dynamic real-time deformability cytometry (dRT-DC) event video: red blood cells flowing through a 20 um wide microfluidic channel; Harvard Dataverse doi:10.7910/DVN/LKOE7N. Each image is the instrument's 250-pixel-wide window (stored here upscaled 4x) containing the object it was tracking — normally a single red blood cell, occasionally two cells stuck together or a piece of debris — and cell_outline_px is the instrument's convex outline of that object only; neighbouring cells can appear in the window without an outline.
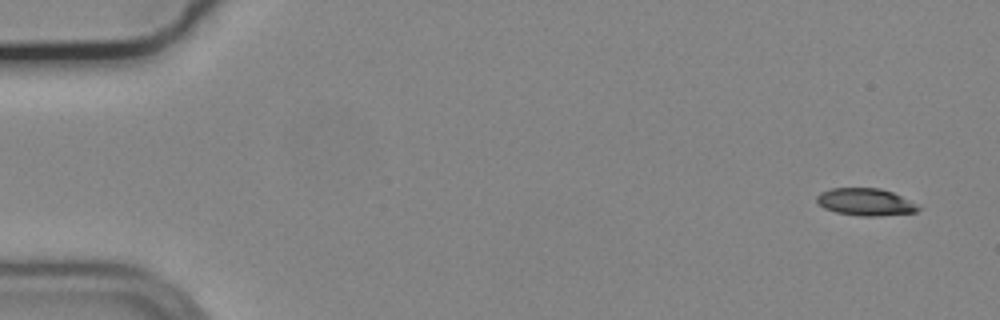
{"species": "common noctule bat (a hibernating species)", "species_latin": "Nyctalus noctula", "temperature_condition": "cold", "stored_images_in_passage": 53, "camera_frame_rate_fps": 3000, "um_per_image_px": 0.085, "animal": {"sex": "male", "body_mass_g": 19.2, "forearm_length_mm": 51.8}, "frame": {"image": 1, "passage_image": 1, "time_ms": 0.0, "image_size_px": [1000, 320], "cell_outline_px": [[920, 208], [916, 212], [876, 216], [860, 216], [836, 212], [824, 208], [816, 204], [816, 196], [820, 192], [832, 188], [880, 188], [892, 192], [916, 204]], "centroid_in_image_um": [73.5, 17.16], "position_along_channel_um": 11.5, "area_um2": 16.07}}
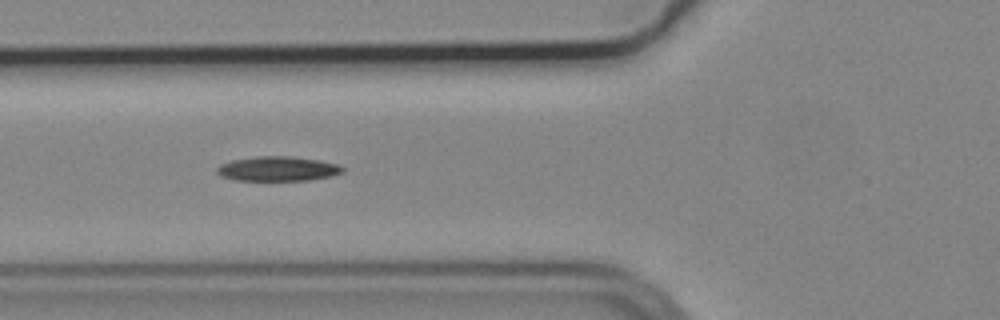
{"frame": {"image": 2, "passage_image": 19, "time_ms": 6.0, "image_size_px": [1000, 320], "cell_outline_px": [[344, 172], [332, 176], [308, 180], [232, 180], [220, 176], [216, 172], [216, 168], [220, 164], [232, 160], [256, 156], [292, 156], [320, 160], [336, 164], [344, 168]], "centroid_in_image_um": [23.58, 14.34], "position_along_channel_um": 102.2, "area_um2": 18.15}}
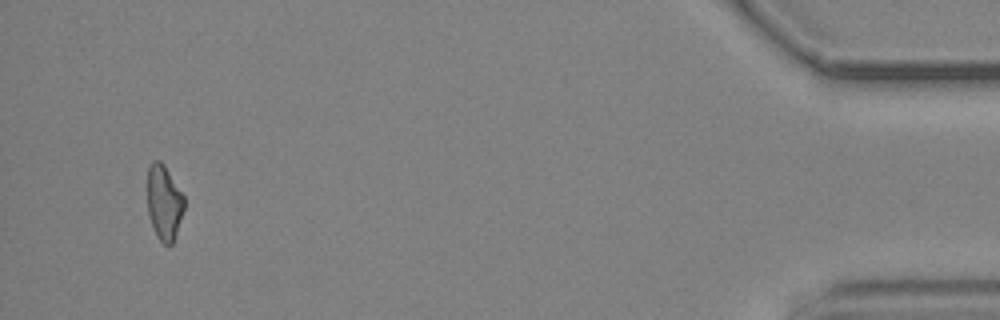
{"frame": {"image": 3, "passage_image": 51, "time_ms": 16.667, "image_size_px": [1000, 320], "cell_outline_px": [[184, 208], [172, 244], [164, 244], [156, 236], [148, 212], [148, 164], [152, 160], [160, 160], [164, 164], [184, 196]], "centroid_in_image_um": [13.94, 17.17], "position_along_channel_um": 421.3, "area_um2": 15.9}, "authors_computed_cell_mechanics": {"area_um2": 17.2822, "velocity_mm_per_s": 3.7401, "shape_relaxation_time_tau1_ms": 10.4613, "shape_relaxation_time_tau2_ms": null, "deformation_change_tau1": 0.191, "deformation_change_tau2": null}}